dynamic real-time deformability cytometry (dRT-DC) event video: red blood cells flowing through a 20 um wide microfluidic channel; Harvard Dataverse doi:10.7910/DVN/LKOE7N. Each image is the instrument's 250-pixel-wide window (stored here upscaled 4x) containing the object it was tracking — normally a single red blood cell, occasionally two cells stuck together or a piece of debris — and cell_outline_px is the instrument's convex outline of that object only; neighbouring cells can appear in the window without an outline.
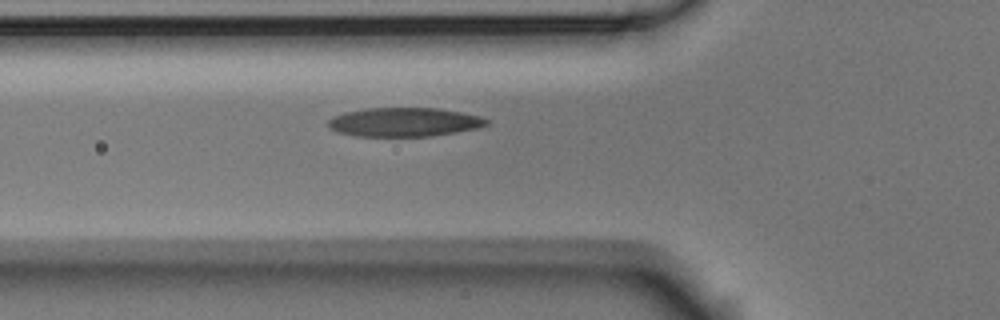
{"species": "Egyptian fruit bat (a non-hibernating species)", "species_latin": "Rousettus aegyptiacus", "temperature_condition": "room temperature", "stored_images_in_passage": 3, "camera_frame_rate_fps": 3000, "um_per_image_px": 0.085, "animal": {"sex": "male"}, "frame": {"image": 1, "passage_image": 3, "time_ms": 0.667, "image_size_px": [1000, 320], "cell_outline_px": [[492, 120], [488, 124], [476, 128], [456, 132], [428, 136], [356, 136], [336, 132], [328, 128], [328, 120], [332, 116], [344, 112], [368, 108], [436, 108], [460, 112], [480, 116]], "centroid_in_image_um": [34.32, 10.38], "position_along_channel_um": 91.5, "area_um2": 26.76}}